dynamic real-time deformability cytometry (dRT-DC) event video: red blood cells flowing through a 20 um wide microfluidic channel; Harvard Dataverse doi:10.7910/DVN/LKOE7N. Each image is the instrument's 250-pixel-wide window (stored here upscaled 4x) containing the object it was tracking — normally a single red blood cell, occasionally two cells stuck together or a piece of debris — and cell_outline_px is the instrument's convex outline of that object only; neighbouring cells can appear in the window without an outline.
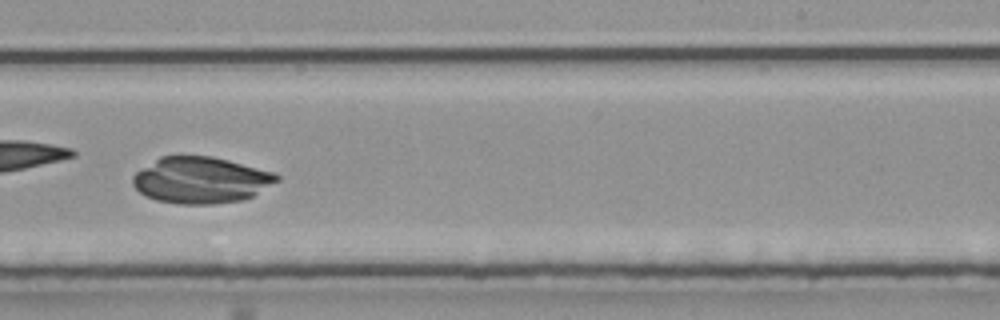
{"species": "common noctule bat (a hibernating species)", "species_latin": "Nyctalus noctula", "temperature_condition": "room temperature", "stored_images_in_passage": 25, "camera_frame_rate_fps": 3000, "um_per_image_px": 0.085, "animal": {"sex": "male", "body_mass_g": 20.4}, "frame": {"image": 1, "passage_image": 18, "time_ms": 5.667, "image_size_px": [1000, 320], "cell_outline_px": [[280, 180], [252, 196], [240, 200], [212, 204], [180, 204], [156, 200], [144, 196], [132, 184], [132, 176], [136, 172], [160, 156], [212, 156], [276, 172], [280, 176]], "centroid_in_image_um": [17.08, 15.3], "position_along_channel_um": 271.9, "area_um2": 38.96}}